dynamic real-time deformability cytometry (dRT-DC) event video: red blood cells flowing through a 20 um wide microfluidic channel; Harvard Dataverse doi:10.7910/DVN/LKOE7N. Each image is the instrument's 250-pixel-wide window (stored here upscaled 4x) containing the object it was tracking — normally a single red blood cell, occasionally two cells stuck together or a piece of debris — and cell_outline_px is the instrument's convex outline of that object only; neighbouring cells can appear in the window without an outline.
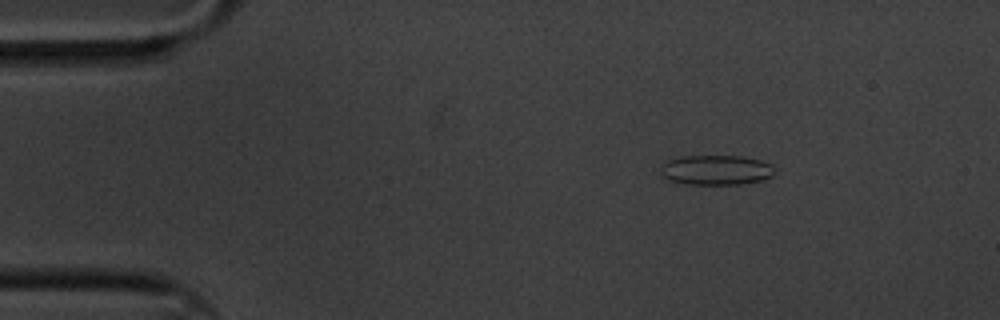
{"species": "common noctule bat (a hibernating species)", "species_latin": "Nyctalus noctula", "temperature_condition": "cold", "stored_images_in_passage": 9, "camera_frame_rate_fps": 3000, "um_per_image_px": 0.085, "animal": {"sex": "male", "body_mass_g": 20.1, "forearm_length_mm": 53.5}, "frame": {"image": 1, "passage_image": 2, "time_ms": 0.333, "image_size_px": [1000, 320], "cell_outline_px": [[772, 176], [764, 180], [740, 184], [684, 184], [668, 180], [660, 172], [664, 164], [668, 160], [680, 156], [740, 156], [760, 160], [772, 164]], "centroid_in_image_um": [60.86, 14.45], "position_along_channel_um": 24.1, "area_um2": 19.77}}
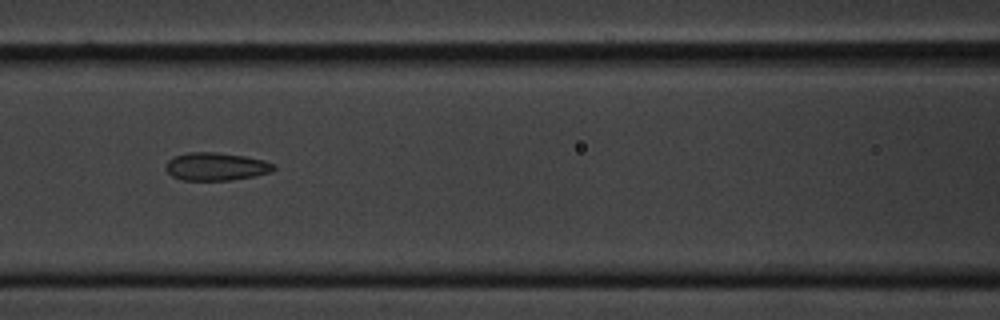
{"frame": {"image": 2, "passage_image": 7, "time_ms": 2.0, "image_size_px": [1000, 320], "cell_outline_px": [[276, 168], [272, 172], [232, 180], [180, 180], [172, 176], [164, 168], [164, 164], [168, 160], [176, 156], [188, 152], [216, 152], [244, 156], [264, 160], [276, 164]], "centroid_in_image_um": [18.36, 14.15], "position_along_channel_um": 148.2, "area_um2": 17.69}}
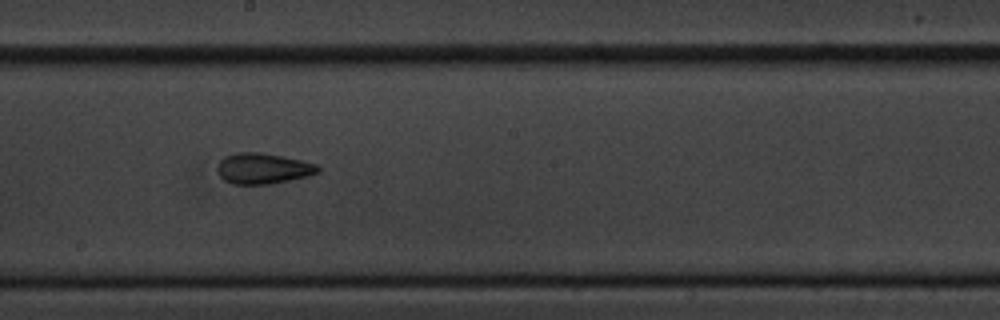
{"frame": {"image": 3, "passage_image": 9, "time_ms": 2.667, "image_size_px": [1000, 320], "cell_outline_px": [[320, 172], [308, 176], [272, 184], [232, 184], [224, 180], [220, 176], [216, 168], [220, 160], [224, 156], [236, 152], [260, 152], [300, 160], [316, 164], [320, 168]], "centroid_in_image_um": [22.33, 14.32], "position_along_channel_um": 225.9, "area_um2": 18.09}}